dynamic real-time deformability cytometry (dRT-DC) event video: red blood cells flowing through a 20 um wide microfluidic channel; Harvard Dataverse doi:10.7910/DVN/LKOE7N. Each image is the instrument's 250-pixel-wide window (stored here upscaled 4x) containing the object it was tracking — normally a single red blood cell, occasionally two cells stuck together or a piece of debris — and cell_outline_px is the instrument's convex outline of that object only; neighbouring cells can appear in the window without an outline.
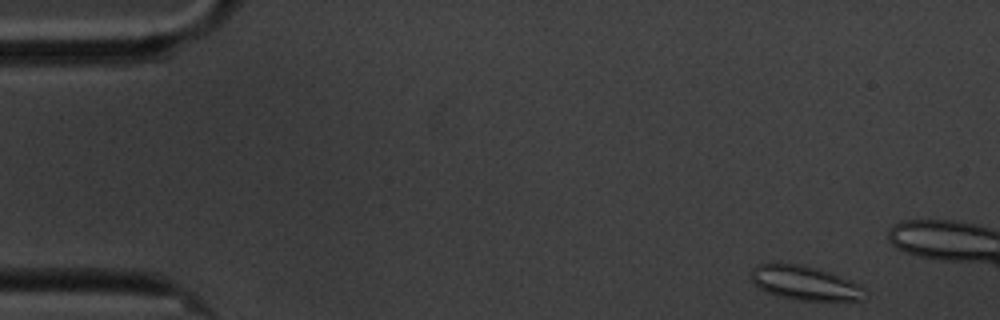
{"species": "common noctule bat (a hibernating species)", "species_latin": "Nyctalus noctula", "temperature_condition": "cold", "stored_images_in_passage": 13, "camera_frame_rate_fps": 3000, "um_per_image_px": 0.085, "animal": {"sex": "male", "body_mass_g": 20.1, "forearm_length_mm": 53.5}, "frame": {"image": 1, "passage_image": 1, "time_ms": 0.0, "image_size_px": [1000, 320], "cell_outline_px": [[864, 300], [800, 300], [776, 296], [764, 292], [752, 280], [752, 268], [756, 264], [804, 264], [828, 272], [860, 284], [864, 288]], "centroid_in_image_um": [68.4, 24.06], "position_along_channel_um": 16.6, "area_um2": 22.43}}